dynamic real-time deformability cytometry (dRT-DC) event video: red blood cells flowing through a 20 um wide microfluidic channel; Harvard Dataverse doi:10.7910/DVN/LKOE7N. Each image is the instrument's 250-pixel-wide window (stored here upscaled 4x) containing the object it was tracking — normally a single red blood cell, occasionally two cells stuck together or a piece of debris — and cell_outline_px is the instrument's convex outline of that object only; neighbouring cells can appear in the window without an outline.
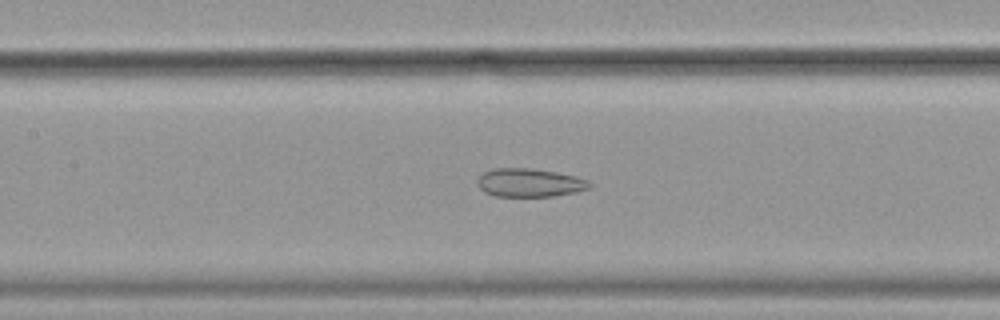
{"species": "common noctule bat (a hibernating species)", "species_latin": "Nyctalus noctula", "temperature_condition": "cold", "stored_images_in_passage": 56, "camera_frame_rate_fps": 3000, "um_per_image_px": 0.085, "animal": {"sex": "female", "body_mass_g": 19.9}, "frame": {"image": 1, "passage_image": 26, "time_ms": 8.333, "image_size_px": [1000, 320], "cell_outline_px": [[592, 188], [576, 192], [552, 196], [496, 196], [484, 192], [480, 188], [476, 180], [484, 172], [496, 168], [532, 168], [556, 172], [576, 176], [588, 180], [592, 184]], "centroid_in_image_um": [45.05, 15.53], "position_along_channel_um": 162.4, "area_um2": 18.61}}
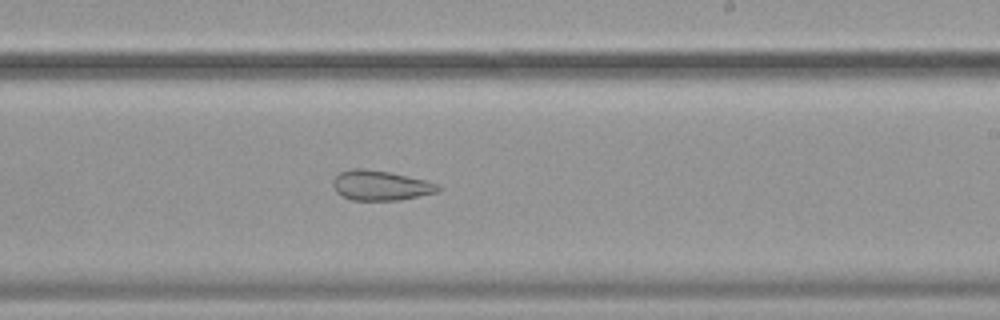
{"frame": {"image": 2, "passage_image": 34, "time_ms": 11.0, "image_size_px": [1000, 320], "cell_outline_px": [[440, 188], [436, 192], [400, 200], [352, 200], [340, 196], [336, 192], [332, 184], [332, 180], [340, 172], [352, 168], [364, 168], [388, 172], [424, 180], [440, 184]], "centroid_in_image_um": [32.29, 15.76], "position_along_channel_um": 256.7, "area_um2": 18.26}}
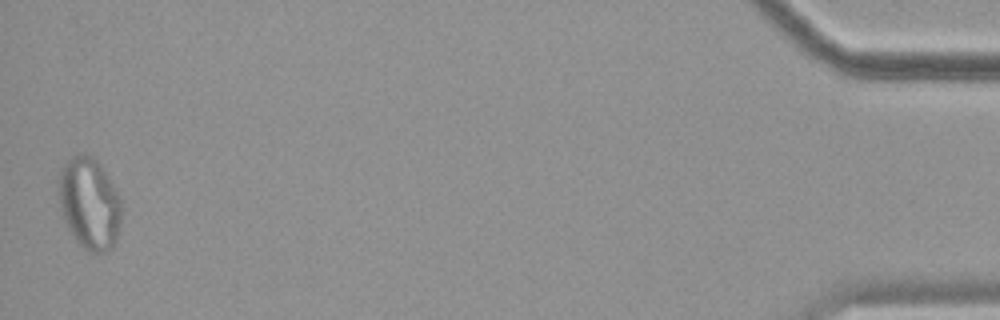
{"frame": {"image": 3, "passage_image": 56, "time_ms": 18.333, "image_size_px": [1000, 320], "cell_outline_px": [[120, 224], [116, 244], [112, 248], [104, 252], [88, 252], [80, 244], [68, 228], [64, 220], [60, 208], [56, 192], [56, 180], [60, 168], [76, 152], [84, 152], [92, 156], [100, 164], [108, 176], [120, 200]], "centroid_in_image_um": [7.55, 17.25], "position_along_channel_um": 427.7, "area_um2": 34.1}, "authors_computed_cell_mechanics": {"area_um2": 26.0678, "velocity_mm_per_s": 3.5611, "shape_relaxation_time_tau1_ms": null, "shape_relaxation_time_tau2_ms": 2.727, "deformation_change_tau1": null, "deformation_change_tau2": 0.0898}}